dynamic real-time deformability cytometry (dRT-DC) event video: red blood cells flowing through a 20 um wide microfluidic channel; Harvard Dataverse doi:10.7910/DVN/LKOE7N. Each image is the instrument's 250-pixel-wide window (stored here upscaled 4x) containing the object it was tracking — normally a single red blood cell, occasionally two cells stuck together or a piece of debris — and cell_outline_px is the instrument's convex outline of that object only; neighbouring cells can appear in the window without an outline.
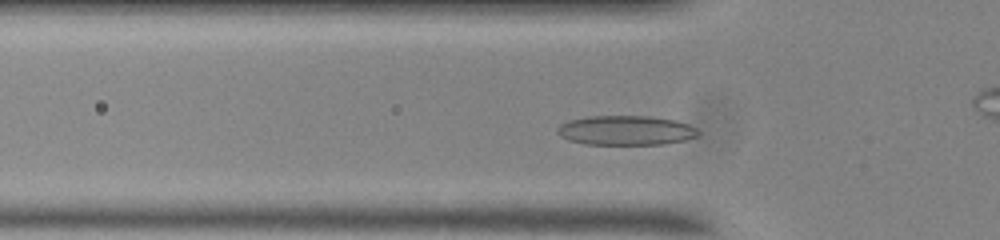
{"species": "common noctule bat (a hibernating species)", "species_latin": "Nyctalus noctula", "temperature_condition": "room temperature", "stored_images_in_passage": 49, "camera_frame_rate_fps": 3000, "um_per_image_px": 0.085, "animal": {"sex": "male", "body_mass_g": 20.0, "forearm_length_mm": 53.3}, "frame": {"image": 1, "passage_image": 10, "time_ms": 3.0, "image_size_px": [1000, 240], "cell_outline_px": [[700, 132], [696, 136], [684, 140], [664, 144], [584, 144], [568, 140], [560, 136], [556, 132], [556, 128], [560, 124], [568, 120], [588, 116], [648, 116], [676, 120], [688, 124], [696, 128]], "centroid_in_image_um": [53.16, 11.08], "position_along_channel_um": 72.6, "area_um2": 24.33}}
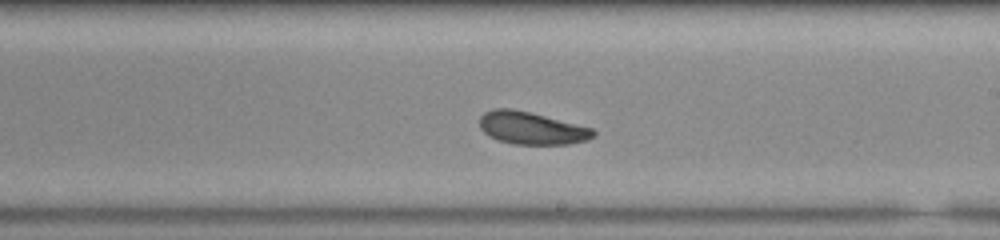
{"frame": {"image": 2, "passage_image": 24, "time_ms": 7.667, "image_size_px": [1000, 240], "cell_outline_px": [[596, 136], [588, 140], [568, 144], [512, 144], [496, 140], [488, 136], [480, 128], [480, 116], [484, 112], [492, 108], [508, 108], [528, 112], [592, 128], [596, 132]], "centroid_in_image_um": [45.15, 10.9], "position_along_channel_um": 243.8, "area_um2": 21.5}}
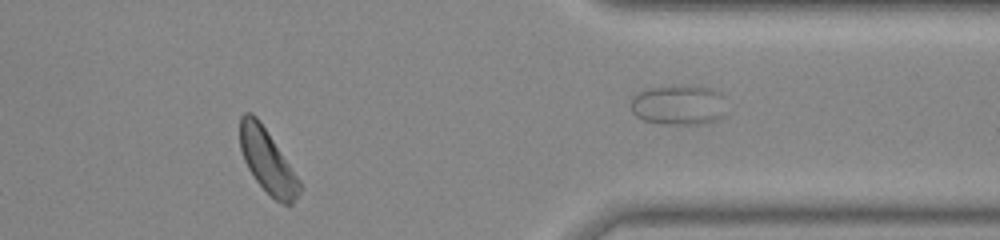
{"frame": {"image": 3, "passage_image": 38, "time_ms": 12.333, "image_size_px": [1000, 240], "cell_outline_px": [[304, 188], [292, 204], [284, 204], [276, 200], [256, 180], [248, 168], [244, 160], [240, 148], [240, 116], [244, 112], [252, 112], [256, 116], [300, 180]], "centroid_in_image_um": [22.74, 13.7], "position_along_channel_um": 388.7, "area_um2": 21.73}, "authors_computed_cell_mechanics": {"area_um2": 21.7906, "velocity_mm_per_s": 3.6629, "shape_relaxation_time_tau1_ms": 5.8248, "shape_relaxation_time_tau2_ms": 3.8902, "deformation_change_tau1": 0.1329, "deformation_change_tau2": 0.0956}}